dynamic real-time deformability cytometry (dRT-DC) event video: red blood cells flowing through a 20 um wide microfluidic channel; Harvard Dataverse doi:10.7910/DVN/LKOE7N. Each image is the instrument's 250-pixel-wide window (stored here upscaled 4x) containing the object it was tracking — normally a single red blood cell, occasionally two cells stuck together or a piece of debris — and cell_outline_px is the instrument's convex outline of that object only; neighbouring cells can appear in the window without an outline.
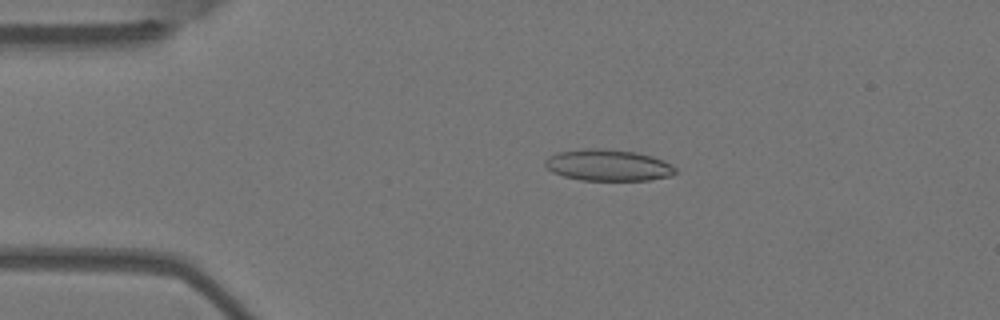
{"species": "Egyptian fruit bat (a non-hibernating species)", "species_latin": "Rousettus aegyptiacus", "temperature_condition": "warm", "stored_images_in_passage": 5, "camera_frame_rate_fps": 3000, "um_per_image_px": 0.085, "animal": {"sex": "female"}, "frame": {"image": 1, "passage_image": 4, "time_ms": 1.0, "image_size_px": [1000, 320], "cell_outline_px": [[676, 172], [672, 176], [648, 180], [580, 180], [564, 176], [552, 172], [544, 164], [544, 160], [548, 156], [560, 152], [584, 148], [604, 148], [636, 152], [652, 156], [676, 168]], "centroid_in_image_um": [51.66, 14.04], "position_along_channel_um": 33.3, "area_um2": 23.81}}